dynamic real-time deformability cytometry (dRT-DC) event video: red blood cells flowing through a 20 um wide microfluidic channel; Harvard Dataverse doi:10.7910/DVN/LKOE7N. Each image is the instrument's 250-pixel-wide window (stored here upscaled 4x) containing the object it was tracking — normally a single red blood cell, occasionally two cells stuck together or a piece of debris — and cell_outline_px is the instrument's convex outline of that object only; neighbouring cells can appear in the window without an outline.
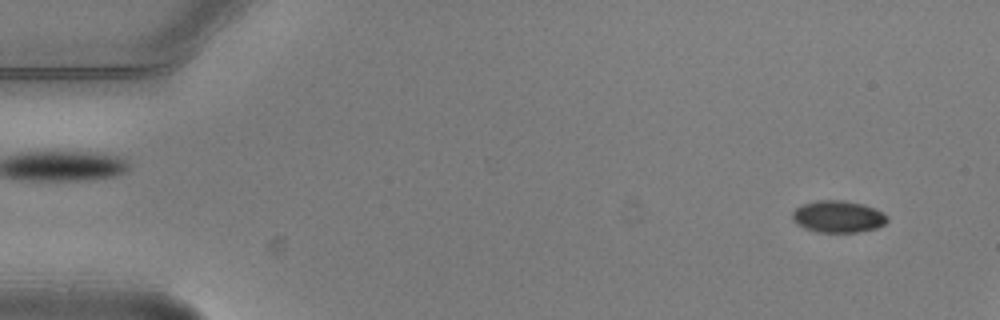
{"species": "common noctule bat (a hibernating species)", "species_latin": "Nyctalus noctula", "temperature_condition": "warm", "stored_images_in_passage": 5, "camera_frame_rate_fps": 3000, "um_per_image_px": 0.085, "animal": {"sex": "male", "body_mass_g": 20.5, "forearm_length_mm": 52.5}, "frame": {"image": 1, "passage_image": 2, "time_ms": 0.333, "image_size_px": [1000, 320], "cell_outline_px": [[888, 220], [884, 224], [876, 228], [856, 232], [816, 232], [804, 228], [796, 224], [792, 220], [792, 212], [796, 208], [804, 204], [816, 200], [844, 200], [864, 204], [888, 216]], "centroid_in_image_um": [71.2, 18.41], "position_along_channel_um": 13.8, "area_um2": 17.63}}